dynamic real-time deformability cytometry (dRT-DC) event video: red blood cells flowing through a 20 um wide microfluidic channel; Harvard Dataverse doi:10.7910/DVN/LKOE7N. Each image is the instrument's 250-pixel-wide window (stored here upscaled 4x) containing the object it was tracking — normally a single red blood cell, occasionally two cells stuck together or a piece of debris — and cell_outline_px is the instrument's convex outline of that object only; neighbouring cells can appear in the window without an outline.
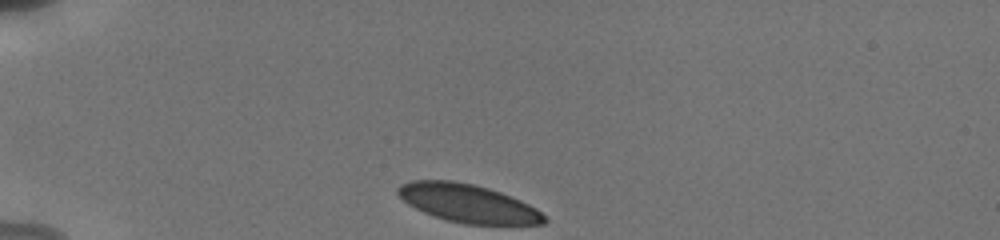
{"species": "human", "species_latin": "Homo sapiens", "temperature_condition": "cold", "stored_images_in_passage": 37, "camera_frame_rate_fps": 3000, "um_per_image_px": 0.085, "donor": {"sex": "male"}, "frame": {"image": 1, "passage_image": 1, "time_ms": 0.0, "image_size_px": [1000, 240], "cell_outline_px": [[548, 220], [544, 224], [464, 224], [448, 220], [424, 212], [408, 204], [396, 192], [396, 188], [400, 184], [412, 180], [452, 180], [472, 184], [488, 188], [500, 192], [520, 200], [536, 208]], "centroid_in_image_um": [39.76, 17.27], "position_along_channel_um": 45.2, "area_um2": 32.31}}
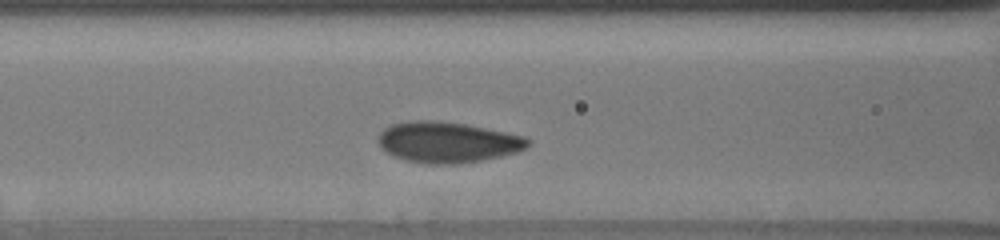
{"frame": {"image": 2, "passage_image": 9, "time_ms": 3.333, "image_size_px": [1000, 240], "cell_outline_px": [[532, 144], [528, 148], [516, 152], [500, 156], [480, 160], [452, 164], [428, 164], [404, 160], [380, 148], [376, 140], [380, 132], [388, 124], [408, 120], [436, 120], [464, 124], [524, 136], [532, 140]], "centroid_in_image_um": [38.01, 12.07], "position_along_channel_um": 128.6, "area_um2": 35.78}}
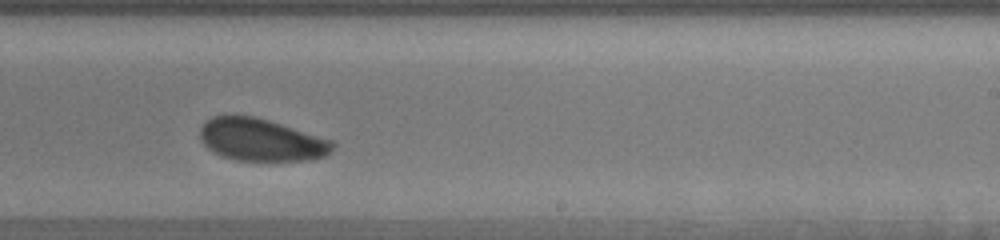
{"frame": {"image": 3, "passage_image": 25, "time_ms": 7.0, "image_size_px": [1000, 240], "cell_outline_px": [[336, 144], [332, 152], [324, 156], [308, 160], [236, 160], [224, 156], [208, 148], [200, 140], [200, 124], [204, 120], [212, 116], [232, 112], [252, 116], [268, 120], [332, 140]], "centroid_in_image_um": [22.15, 11.84], "position_along_channel_um": 266.9, "area_um2": 33.12}, "authors_computed_cell_mechanics": {"area_um2": 34.68, "velocity_mm_per_s": 3.7859, "shape_relaxation_time_tau1_ms": 1.599, "shape_relaxation_time_tau2_ms": null, "deformation_change_tau1": 0.0845, "deformation_change_tau2": null}}